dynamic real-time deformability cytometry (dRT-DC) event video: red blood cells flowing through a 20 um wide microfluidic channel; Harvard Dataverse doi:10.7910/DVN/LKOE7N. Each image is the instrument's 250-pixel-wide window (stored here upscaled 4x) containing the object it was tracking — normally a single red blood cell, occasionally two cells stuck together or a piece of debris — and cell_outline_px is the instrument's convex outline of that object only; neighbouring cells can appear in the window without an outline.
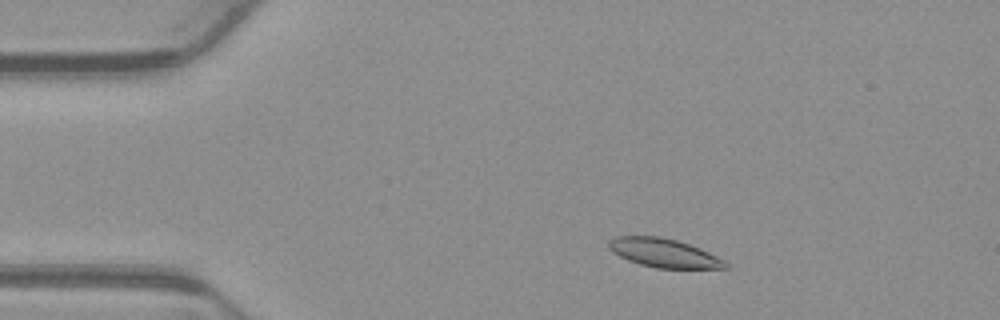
{"species": "common noctule bat (a hibernating species)", "species_latin": "Nyctalus noctula", "temperature_condition": "warm", "stored_images_in_passage": 50, "camera_frame_rate_fps": 3000, "um_per_image_px": 0.085, "animal": {"sex": "male", "body_mass_g": 23.1, "forearm_length_mm": 52.7}, "frame": {"image": 1, "passage_image": 6, "time_ms": 1.667, "image_size_px": [1000, 320], "cell_outline_px": [[728, 268], [656, 268], [640, 264], [628, 260], [612, 252], [608, 248], [608, 240], [616, 236], [660, 236], [676, 240], [700, 248], [724, 260], [728, 264]], "centroid_in_image_um": [56.39, 21.49], "position_along_channel_um": 28.6, "area_um2": 19.48}}
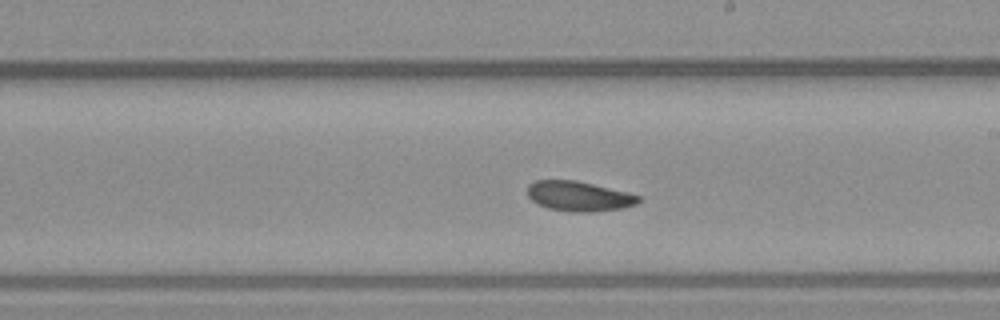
{"frame": {"image": 2, "passage_image": 27, "time_ms": 8.667, "image_size_px": [1000, 320], "cell_outline_px": [[640, 200], [636, 204], [624, 208], [592, 212], [568, 212], [548, 208], [532, 200], [528, 196], [528, 184], [536, 180], [576, 180], [628, 192], [640, 196]], "centroid_in_image_um": [49.22, 16.68], "position_along_channel_um": 239.8, "area_um2": 19.42}}
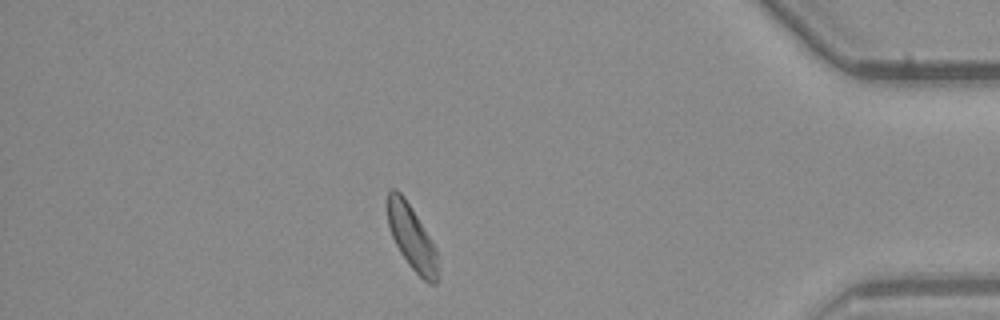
{"frame": {"image": 3, "passage_image": 43, "time_ms": 14.0, "image_size_px": [1000, 320], "cell_outline_px": [[436, 284], [428, 284], [408, 264], [400, 252], [392, 236], [388, 224], [388, 192], [392, 188], [396, 188], [404, 196], [436, 248]], "centroid_in_image_um": [34.97, 20.16], "position_along_channel_um": 400.2, "area_um2": 18.32}, "authors_computed_cell_mechanics": {"area_um2": 19.3919, "velocity_mm_per_s": 3.8264, "shape_relaxation_time_tau1_ms": 10.9679, "shape_relaxation_time_tau2_ms": null, "deformation_change_tau1": 0.1762, "deformation_change_tau2": null}}